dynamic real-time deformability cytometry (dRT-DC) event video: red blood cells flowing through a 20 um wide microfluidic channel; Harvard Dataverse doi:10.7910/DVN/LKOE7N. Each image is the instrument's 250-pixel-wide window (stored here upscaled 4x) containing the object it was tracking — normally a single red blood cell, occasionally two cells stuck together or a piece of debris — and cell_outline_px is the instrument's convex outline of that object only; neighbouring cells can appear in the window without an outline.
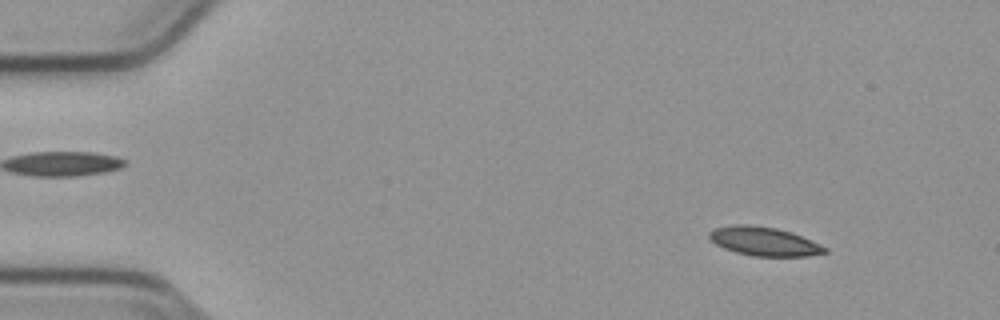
{"species": "common noctule bat (a hibernating species)", "species_latin": "Nyctalus noctula", "temperature_condition": "cold", "stored_images_in_passage": 54, "camera_frame_rate_fps": 3000, "um_per_image_px": 0.085, "animal": {"sex": "male", "body_mass_g": 23.1, "forearm_length_mm": 52.7}, "frame": {"image": 1, "passage_image": 6, "time_ms": 1.667, "image_size_px": [1000, 320], "cell_outline_px": [[828, 252], [808, 256], [752, 256], [736, 252], [724, 248], [716, 244], [708, 236], [708, 232], [716, 228], [732, 224], [748, 224], [776, 228], [792, 232], [828, 248]], "centroid_in_image_um": [64.94, 20.51], "position_along_channel_um": 20.1, "area_um2": 19.36}}
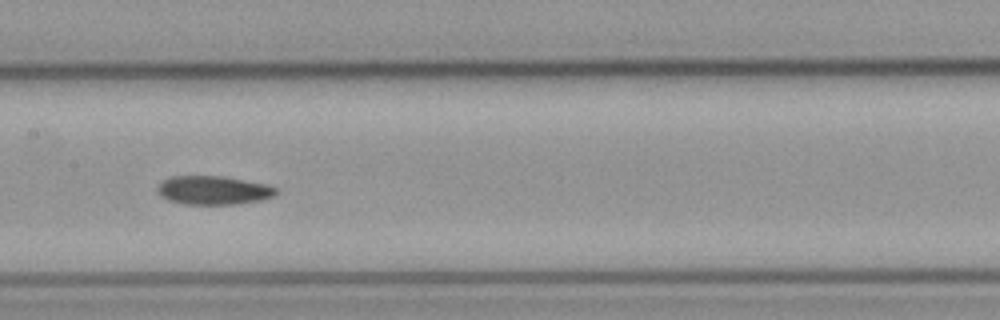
{"frame": {"image": 2, "passage_image": 27, "time_ms": 8.667, "image_size_px": [1000, 320], "cell_outline_px": [[276, 196], [260, 200], [236, 204], [184, 204], [168, 200], [160, 196], [156, 192], [156, 188], [164, 180], [172, 176], [220, 176], [268, 184], [276, 188]], "centroid_in_image_um": [18.12, 16.17], "position_along_channel_um": 189.3, "area_um2": 19.83}}
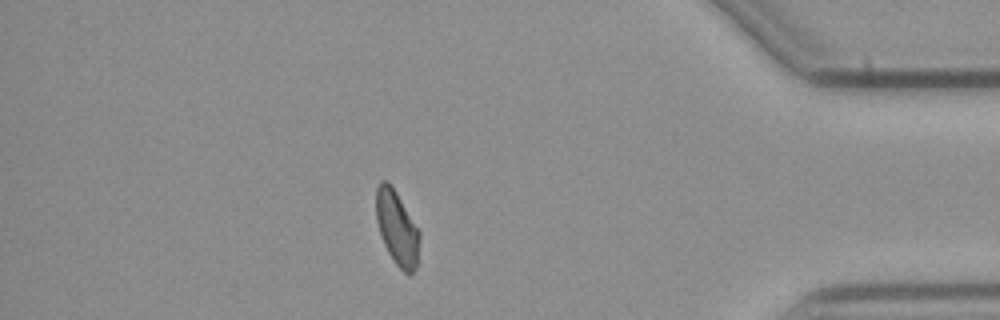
{"frame": {"image": 3, "passage_image": 47, "time_ms": 15.333, "image_size_px": [1000, 320], "cell_outline_px": [[420, 240], [416, 268], [408, 276], [396, 264], [388, 252], [380, 236], [376, 220], [376, 188], [380, 180], [384, 180], [396, 192], [420, 232]], "centroid_in_image_um": [33.74, 19.41], "position_along_channel_um": 401.5, "area_um2": 18.67}, "authors_computed_cell_mechanics": {"area_um2": 19.7676, "velocity_mm_per_s": 3.7873, "shape_relaxation_time_tau1_ms": null, "shape_relaxation_time_tau2_ms": 5.1411, "deformation_change_tau1": null, "deformation_change_tau2": 0.1024}}